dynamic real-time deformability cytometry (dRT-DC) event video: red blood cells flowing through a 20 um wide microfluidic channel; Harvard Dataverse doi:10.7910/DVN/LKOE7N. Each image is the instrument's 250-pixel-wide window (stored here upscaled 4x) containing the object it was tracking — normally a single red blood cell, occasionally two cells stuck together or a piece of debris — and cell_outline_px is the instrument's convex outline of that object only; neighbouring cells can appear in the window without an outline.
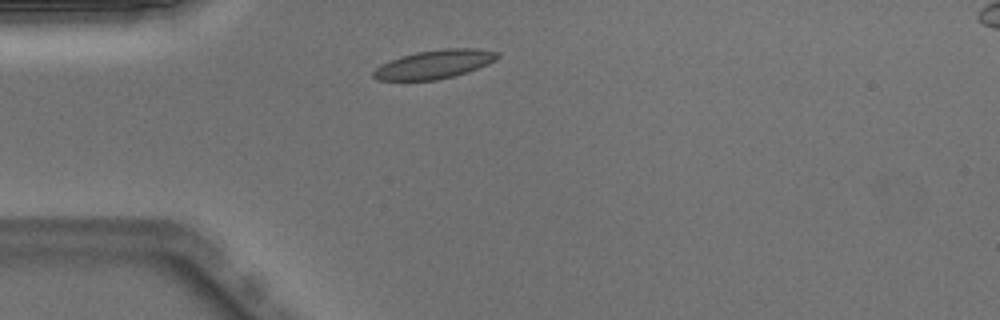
{"species": "Egyptian fruit bat (a non-hibernating species)", "species_latin": "Rousettus aegyptiacus", "temperature_condition": "warm", "stored_images_in_passage": 42, "camera_frame_rate_fps": 3000, "um_per_image_px": 0.085, "animal": {"sex": "male"}, "frame": {"image": 1, "passage_image": 5, "time_ms": 1.333, "image_size_px": [1000, 320], "cell_outline_px": [[500, 56], [496, 60], [488, 64], [452, 76], [436, 80], [376, 80], [372, 76], [372, 72], [380, 64], [400, 56], [416, 52], [444, 48], [476, 48], [500, 52]], "centroid_in_image_um": [36.9, 5.45], "position_along_channel_um": 48.1, "area_um2": 20.69}}
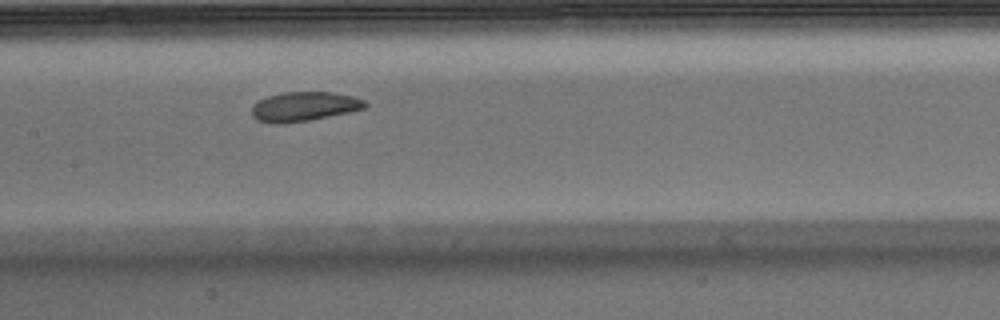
{"frame": {"image": 2, "passage_image": 16, "time_ms": 5.0, "image_size_px": [1000, 320], "cell_outline_px": [[368, 108], [308, 120], [276, 124], [256, 120], [252, 116], [252, 104], [268, 96], [280, 92], [332, 92], [352, 96], [364, 100], [368, 104]], "centroid_in_image_um": [25.84, 9.04], "position_along_channel_um": 181.6, "area_um2": 19.36}}
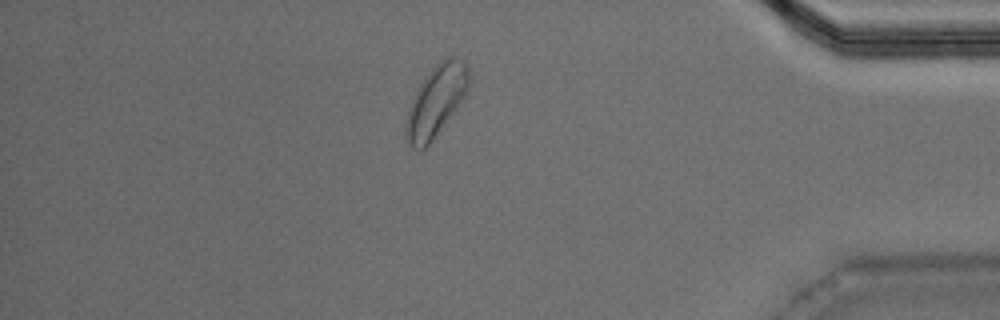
{"frame": {"image": 3, "passage_image": 35, "time_ms": 11.333, "image_size_px": [1000, 320], "cell_outline_px": [[468, 84], [464, 96], [456, 108], [432, 140], [424, 148], [412, 148], [404, 132], [404, 124], [408, 108], [424, 76], [440, 60], [448, 56], [456, 56], [464, 60], [468, 68]], "centroid_in_image_um": [37.04, 8.54], "position_along_channel_um": 398.2, "area_um2": 25.61}, "authors_computed_cell_mechanics": {"area_um2": 20.0855, "velocity_mm_per_s": 3.9716, "shape_relaxation_time_tau1_ms": 2.4382, "shape_relaxation_time_tau2_ms": 2.3801, "deformation_change_tau1": 0.1029, "deformation_change_tau2": 0.0852}}